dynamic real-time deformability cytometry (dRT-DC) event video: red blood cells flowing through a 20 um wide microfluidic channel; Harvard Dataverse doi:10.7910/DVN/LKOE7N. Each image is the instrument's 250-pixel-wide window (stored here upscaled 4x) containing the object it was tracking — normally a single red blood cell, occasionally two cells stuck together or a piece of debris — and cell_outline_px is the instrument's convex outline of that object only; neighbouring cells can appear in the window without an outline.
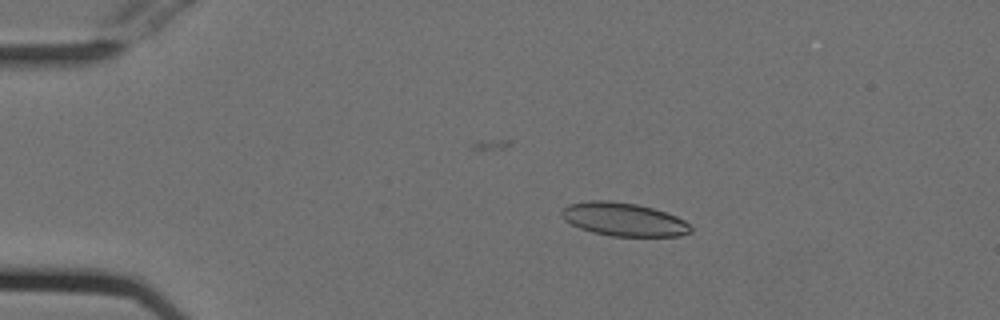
{"species": "Egyptian fruit bat (a non-hibernating species)", "species_latin": "Rousettus aegyptiacus", "temperature_condition": "cold", "stored_images_in_passage": 48, "camera_frame_rate_fps": 3000, "um_per_image_px": 0.085, "animal": {"sex": "female"}, "frame": {"image": 1, "passage_image": 10, "time_ms": 3.0, "image_size_px": [1000, 320], "cell_outline_px": [[692, 232], [680, 236], [612, 236], [592, 232], [580, 228], [564, 220], [560, 212], [568, 204], [588, 200], [608, 200], [636, 204], [652, 208], [676, 216], [684, 220], [692, 228]], "centroid_in_image_um": [53.0, 18.65], "position_along_channel_um": 32.0, "area_um2": 25.03}}
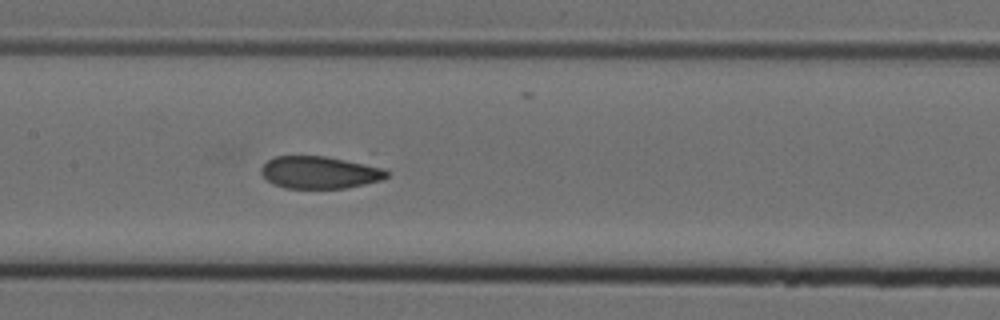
{"frame": {"image": 2, "passage_image": 26, "time_ms": 8.333, "image_size_px": [1000, 320], "cell_outline_px": [[388, 176], [384, 180], [344, 188], [284, 188], [272, 184], [260, 172], [260, 168], [268, 160], [276, 156], [372, 152], [388, 172]], "centroid_in_image_um": [27.55, 14.5], "position_along_channel_um": 179.9, "area_um2": 27.22}}
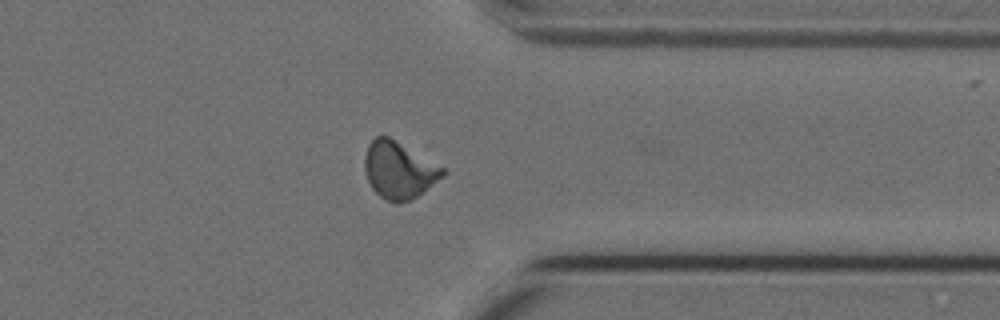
{"frame": {"image": 3, "passage_image": 42, "time_ms": 13.667, "image_size_px": [1000, 320], "cell_outline_px": [[444, 176], [416, 196], [408, 200], [396, 204], [384, 200], [372, 188], [368, 180], [364, 168], [364, 156], [368, 144], [376, 136], [388, 136], [444, 168]], "centroid_in_image_um": [33.86, 14.47], "position_along_channel_um": 377.5, "area_um2": 25.55}}